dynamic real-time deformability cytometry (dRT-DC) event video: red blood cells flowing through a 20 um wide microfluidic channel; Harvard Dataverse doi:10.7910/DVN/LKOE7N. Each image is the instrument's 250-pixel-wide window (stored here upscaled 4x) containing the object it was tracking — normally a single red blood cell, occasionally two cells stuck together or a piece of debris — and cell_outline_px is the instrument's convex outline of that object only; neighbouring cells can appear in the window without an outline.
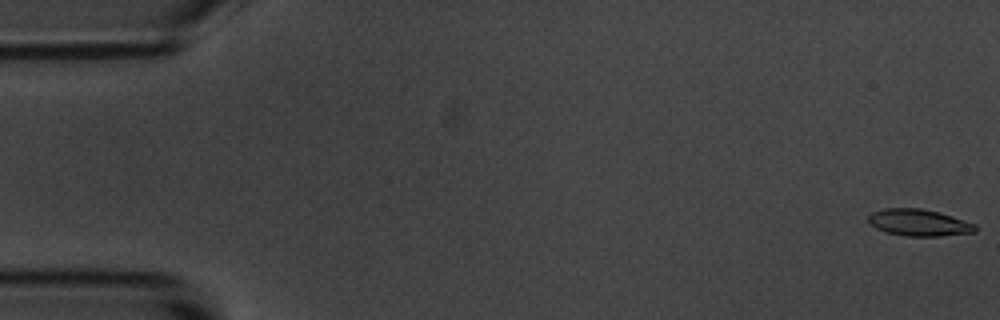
{"species": "common noctule bat (a hibernating species)", "species_latin": "Nyctalus noctula", "temperature_condition": "room temperature", "stored_images_in_passage": 56, "camera_frame_rate_fps": 3000, "um_per_image_px": 0.085, "animal": {"sex": "male", "body_mass_g": 20.1, "forearm_length_mm": 53.5}, "frame": {"image": 1, "passage_image": 1, "time_ms": 0.0, "image_size_px": [1000, 320], "cell_outline_px": [[976, 232], [940, 236], [904, 236], [884, 232], [876, 228], [868, 220], [868, 216], [872, 212], [884, 208], [920, 208], [940, 212], [976, 224]], "centroid_in_image_um": [78.1, 18.92], "position_along_channel_um": 6.9, "area_um2": 16.76}}
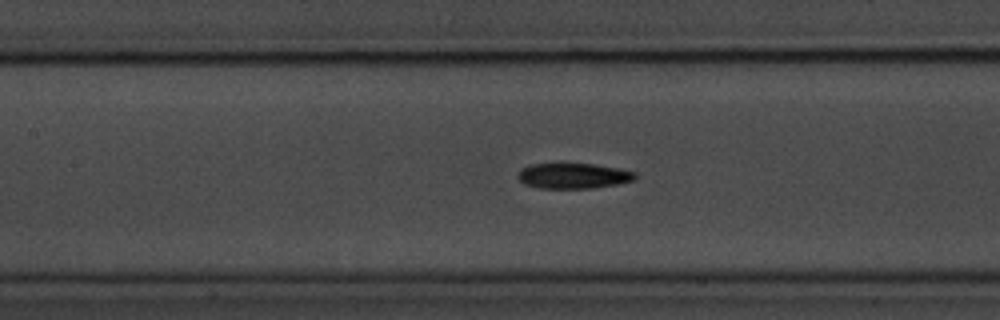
{"frame": {"image": 2, "passage_image": 25, "time_ms": 8.0, "image_size_px": [1000, 320], "cell_outline_px": [[636, 180], [616, 184], [592, 188], [540, 188], [524, 184], [516, 176], [520, 168], [532, 164], [592, 164], [620, 168], [636, 172]], "centroid_in_image_um": [48.73, 14.94], "position_along_channel_um": 158.7, "area_um2": 17.4}}
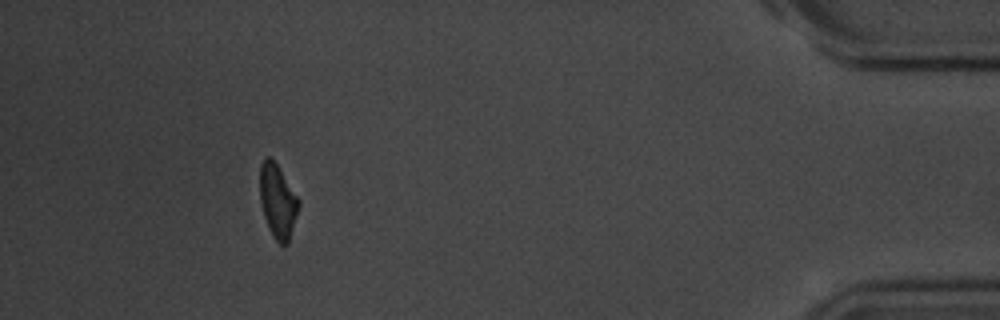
{"frame": {"image": 3, "passage_image": 51, "time_ms": 16.667, "image_size_px": [1000, 320], "cell_outline_px": [[300, 204], [288, 244], [280, 244], [272, 236], [264, 216], [260, 200], [260, 164], [264, 156], [268, 156], [276, 164], [300, 200]], "centroid_in_image_um": [23.6, 17.1], "position_along_channel_um": 411.6, "area_um2": 16.53}, "authors_computed_cell_mechanics": {"area_um2": 17.3978, "velocity_mm_per_s": 3.6244, "shape_relaxation_time_tau1_ms": 3.7979, "shape_relaxation_time_tau2_ms": null, "deformation_change_tau1": 0.1306, "deformation_change_tau2": null}}